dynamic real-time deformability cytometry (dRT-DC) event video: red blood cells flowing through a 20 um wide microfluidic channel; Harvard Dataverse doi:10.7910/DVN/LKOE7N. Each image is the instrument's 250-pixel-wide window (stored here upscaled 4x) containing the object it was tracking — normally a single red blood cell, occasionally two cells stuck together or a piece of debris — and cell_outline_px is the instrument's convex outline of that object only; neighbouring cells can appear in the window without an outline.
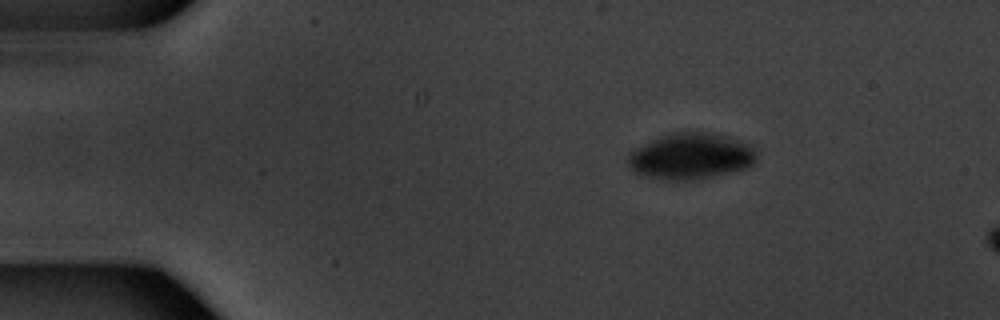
{"species": "common noctule bat (a hibernating species)", "species_latin": "Nyctalus noctula", "temperature_condition": "warm", "stored_images_in_passage": 11, "camera_frame_rate_fps": 3000, "um_per_image_px": 0.085, "animal": {"sex": "male", "body_mass_g": 20.1, "forearm_length_mm": 53.5}, "frame": {"image": 1, "passage_image": 3, "time_ms": 0.667, "image_size_px": [1000, 320], "cell_outline_px": [[756, 160], [748, 168], [712, 176], [692, 180], [676, 180], [652, 176], [636, 172], [628, 164], [628, 156], [636, 148], [652, 140], [664, 136], [680, 132], [704, 132], [724, 136], [740, 140], [748, 144], [756, 152]], "centroid_in_image_um": [58.77, 13.28], "position_along_channel_um": 26.2, "area_um2": 33.58}}